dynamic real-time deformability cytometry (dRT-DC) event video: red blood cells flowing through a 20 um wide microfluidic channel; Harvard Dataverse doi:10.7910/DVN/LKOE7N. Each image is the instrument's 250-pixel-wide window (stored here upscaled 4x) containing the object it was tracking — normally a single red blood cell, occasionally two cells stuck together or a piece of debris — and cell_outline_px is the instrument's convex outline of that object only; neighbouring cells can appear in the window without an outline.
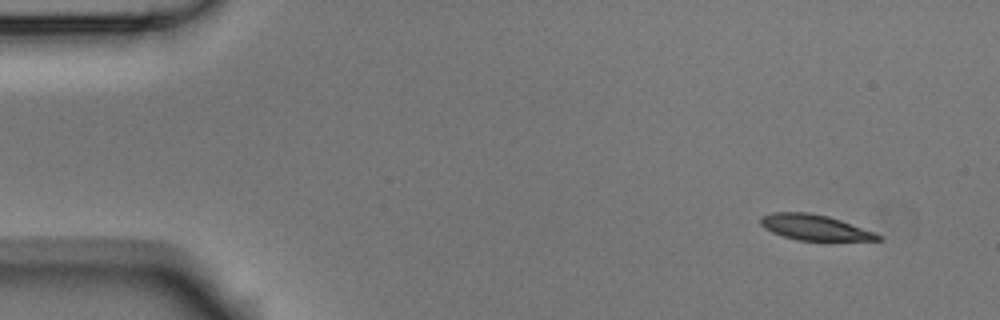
{"species": "Egyptian fruit bat (a non-hibernating species)", "species_latin": "Rousettus aegyptiacus", "temperature_condition": "room temperature", "stored_images_in_passage": 4, "camera_frame_rate_fps": 3000, "um_per_image_px": 0.085, "animal": {"sex": "male"}, "frame": {"image": 1, "passage_image": 1, "time_ms": 0.0, "image_size_px": [1000, 320], "cell_outline_px": [[880, 240], [796, 240], [772, 232], [764, 228], [760, 224], [760, 216], [772, 212], [808, 212], [828, 216], [876, 232], [880, 236]], "centroid_in_image_um": [69.2, 19.32], "position_along_channel_um": 15.8, "area_um2": 17.34}}
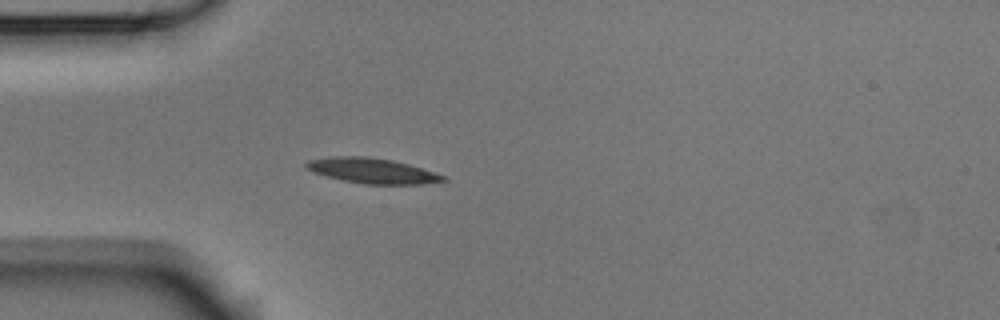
{"frame": {"image": 2, "passage_image": 4, "time_ms": 1.0, "image_size_px": [1000, 320], "cell_outline_px": [[448, 180], [424, 184], [364, 184], [324, 176], [312, 172], [304, 168], [304, 164], [308, 160], [332, 156], [368, 156], [392, 160], [408, 164], [448, 176]], "centroid_in_image_um": [31.62, 14.51], "position_along_channel_um": 53.4, "area_um2": 20.35}}